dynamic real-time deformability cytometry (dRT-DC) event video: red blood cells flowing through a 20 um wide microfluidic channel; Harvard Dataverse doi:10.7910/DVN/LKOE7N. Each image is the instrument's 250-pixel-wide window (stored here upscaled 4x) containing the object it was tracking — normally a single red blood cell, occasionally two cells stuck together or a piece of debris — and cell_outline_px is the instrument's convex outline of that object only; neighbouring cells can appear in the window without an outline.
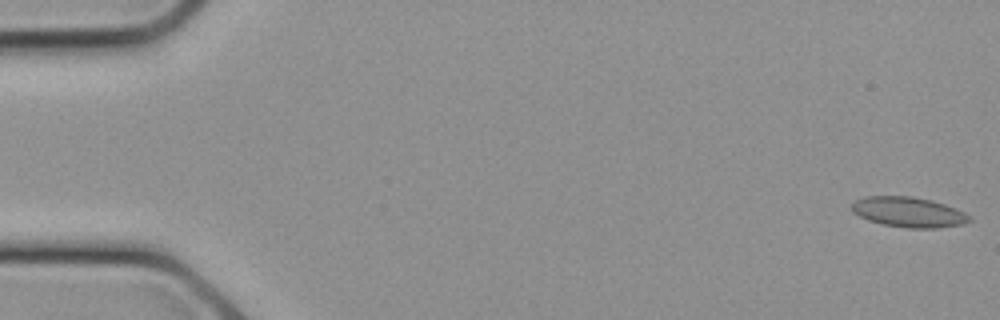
{"species": "common noctule bat (a hibernating species)", "species_latin": "Nyctalus noctula", "temperature_condition": "cold", "stored_images_in_passage": 16, "camera_frame_rate_fps": 3000, "um_per_image_px": 0.085, "animal": {"sex": "female", "body_mass_g": 21.9}, "frame": {"image": 1, "passage_image": 1, "time_ms": 0.0, "image_size_px": [1000, 320], "cell_outline_px": [[972, 220], [964, 224], [936, 228], [908, 228], [884, 224], [868, 220], [852, 212], [852, 204], [856, 200], [864, 196], [912, 196], [932, 200], [956, 208], [972, 216]], "centroid_in_image_um": [77.26, 18.02], "position_along_channel_um": 7.7, "area_um2": 20.75}}
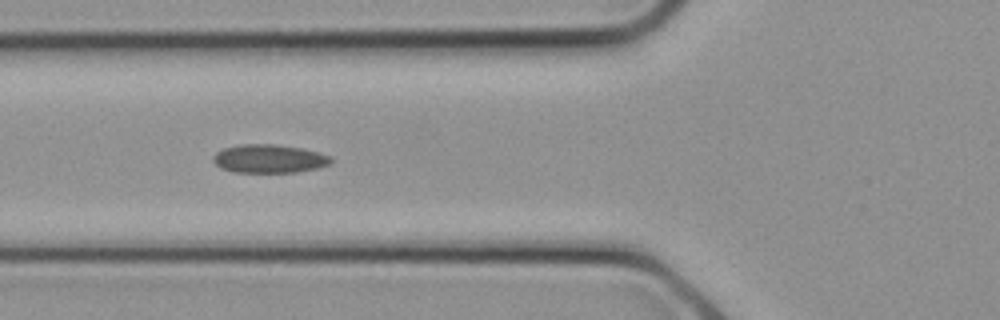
{"frame": {"image": 2, "passage_image": 10, "time_ms": 3.0, "image_size_px": [1000, 320], "cell_outline_px": [[332, 164], [316, 168], [296, 172], [232, 172], [220, 168], [212, 160], [212, 156], [216, 152], [224, 148], [240, 144], [276, 144], [300, 148], [320, 152], [332, 156]], "centroid_in_image_um": [22.88, 13.49], "position_along_channel_um": 102.9, "area_um2": 19.71}}
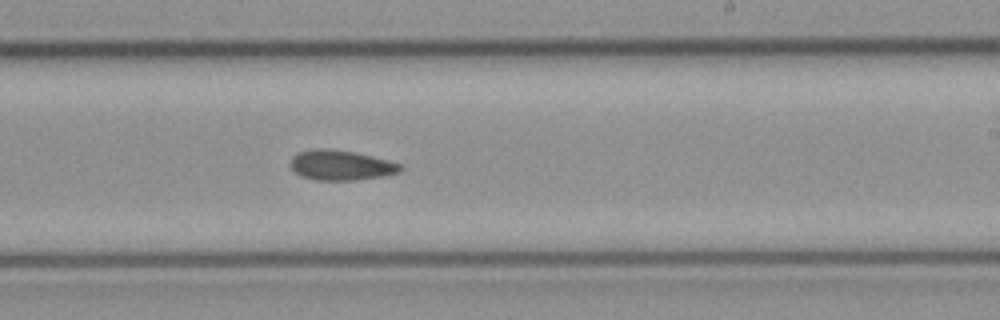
{"frame": {"image": 3, "passage_image": 16, "time_ms": 5.0, "image_size_px": [1000, 320], "cell_outline_px": [[404, 168], [400, 172], [384, 176], [356, 180], [316, 180], [300, 176], [288, 164], [292, 156], [296, 152], [312, 148], [328, 148], [356, 152], [404, 164]], "centroid_in_image_um": [28.98, 14.03], "position_along_channel_um": 260.0, "area_um2": 19.71}}